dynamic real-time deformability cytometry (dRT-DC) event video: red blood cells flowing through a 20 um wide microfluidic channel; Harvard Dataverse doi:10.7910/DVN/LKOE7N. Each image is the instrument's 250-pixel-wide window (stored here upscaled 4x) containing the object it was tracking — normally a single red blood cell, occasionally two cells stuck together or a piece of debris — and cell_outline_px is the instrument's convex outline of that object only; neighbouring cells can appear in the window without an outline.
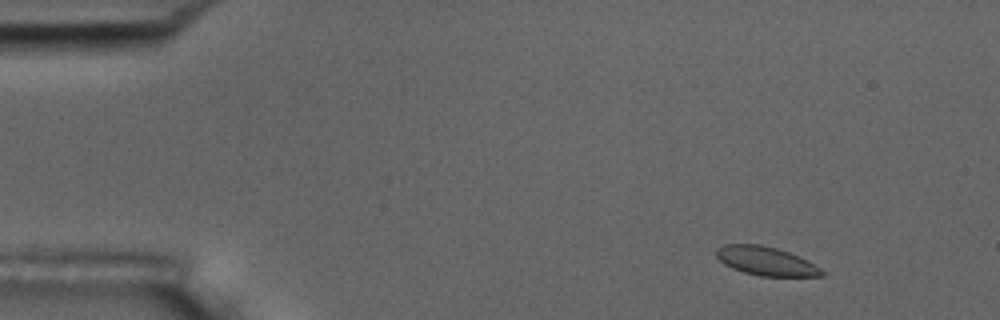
{"species": "common noctule bat (a hibernating species)", "species_latin": "Nyctalus noctula", "temperature_condition": "room temperature", "stored_images_in_passage": 4, "camera_frame_rate_fps": 3000, "um_per_image_px": 0.085, "animal": {"sex": "male", "body_mass_g": 17.5, "forearm_length_mm": 52.3}, "frame": {"image": 1, "passage_image": 2, "time_ms": 1.0, "image_size_px": [1000, 320], "cell_outline_px": [[824, 276], [760, 276], [744, 272], [732, 268], [724, 264], [716, 256], [716, 248], [724, 244], [760, 244], [776, 248], [788, 252], [820, 268], [824, 272]], "centroid_in_image_um": [65.05, 22.19], "position_along_channel_um": 20.0, "area_um2": 17.4}}